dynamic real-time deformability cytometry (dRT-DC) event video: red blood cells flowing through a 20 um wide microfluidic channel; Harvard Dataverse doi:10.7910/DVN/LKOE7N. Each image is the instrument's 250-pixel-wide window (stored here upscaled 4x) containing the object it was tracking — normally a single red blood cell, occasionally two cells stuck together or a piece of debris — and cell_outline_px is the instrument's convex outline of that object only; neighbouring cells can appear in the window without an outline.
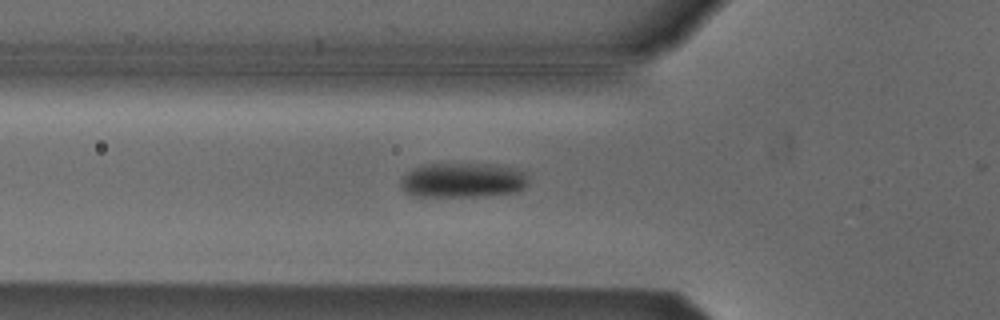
{"species": "Egyptian fruit bat (a non-hibernating species)", "species_latin": "Rousettus aegyptiacus", "temperature_condition": "cold", "stored_images_in_passage": 5, "camera_frame_rate_fps": 3000, "um_per_image_px": 0.085, "animal": {"sex": "male"}, "frame": {"image": 1, "passage_image": 3, "time_ms": 0.667, "image_size_px": [1000, 320], "cell_outline_px": [[528, 184], [524, 188], [516, 192], [476, 196], [412, 196], [404, 192], [400, 188], [400, 180], [408, 172], [424, 164], [492, 164], [516, 168], [524, 172], [528, 180]], "centroid_in_image_um": [39.33, 15.32], "position_along_channel_um": 86.5, "area_um2": 25.89}}